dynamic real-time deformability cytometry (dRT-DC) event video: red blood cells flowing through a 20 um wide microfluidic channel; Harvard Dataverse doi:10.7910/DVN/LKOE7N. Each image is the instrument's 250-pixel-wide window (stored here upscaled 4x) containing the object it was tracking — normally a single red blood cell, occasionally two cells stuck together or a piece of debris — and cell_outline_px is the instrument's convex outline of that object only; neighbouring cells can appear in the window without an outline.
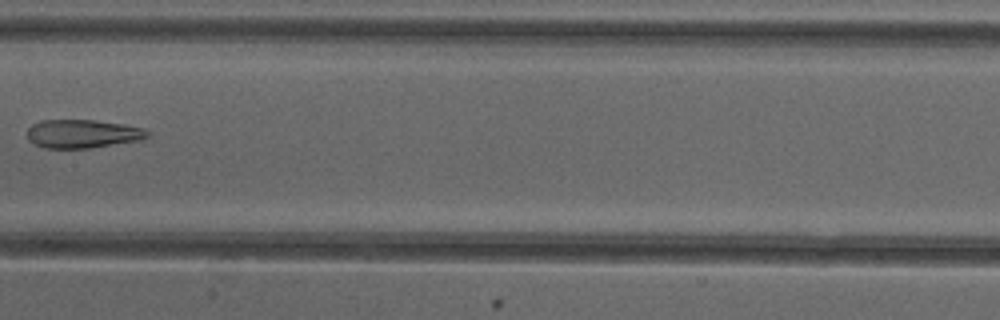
{"species": "common noctule bat (a hibernating species)", "species_latin": "Nyctalus noctula", "temperature_condition": "cold", "stored_images_in_passage": 7, "camera_frame_rate_fps": 3000, "um_per_image_px": 0.085, "animal": {"sex": "female"}, "frame": {"image": 1, "passage_image": 7, "time_ms": 7.0, "image_size_px": [1000, 320], "cell_outline_px": [[152, 136], [140, 140], [92, 148], [44, 148], [28, 140], [28, 128], [32, 124], [40, 120], [92, 120], [124, 124], [144, 128]], "centroid_in_image_um": [7.04, 11.37], "position_along_channel_um": 200.4, "area_um2": 20.06}}